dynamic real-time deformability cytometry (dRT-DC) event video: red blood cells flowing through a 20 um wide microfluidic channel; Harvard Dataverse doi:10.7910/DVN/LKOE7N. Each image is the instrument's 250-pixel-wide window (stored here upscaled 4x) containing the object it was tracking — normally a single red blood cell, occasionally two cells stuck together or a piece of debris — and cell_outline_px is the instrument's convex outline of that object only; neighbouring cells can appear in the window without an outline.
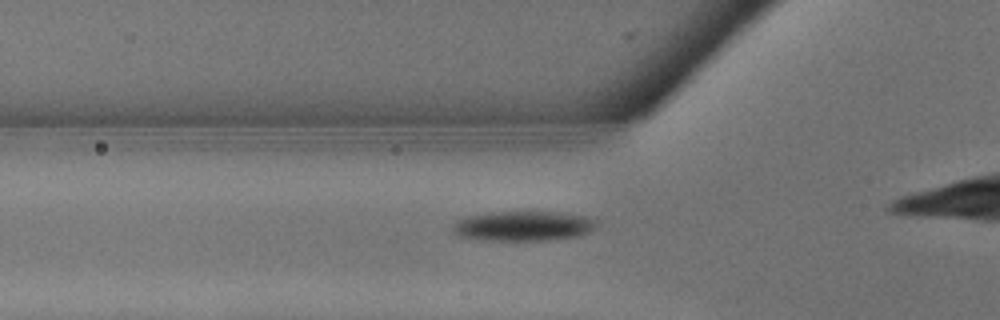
{"species": "common noctule bat (a hibernating species)", "species_latin": "Nyctalus noctula", "temperature_condition": "warm", "stored_images_in_passage": 9, "camera_frame_rate_fps": 3000, "um_per_image_px": 0.085, "animal": {"sex": "male", "body_mass_g": 13.3}, "frame": {"image": 1, "passage_image": 4, "time_ms": 1.0, "image_size_px": [1000, 320], "cell_outline_px": [[596, 224], [588, 232], [580, 236], [548, 240], [488, 240], [460, 236], [452, 232], [452, 224], [456, 220], [468, 216], [492, 212], [560, 212], [584, 216], [596, 220]], "centroid_in_image_um": [44.45, 19.21], "position_along_channel_um": 81.4, "area_um2": 24.85}}
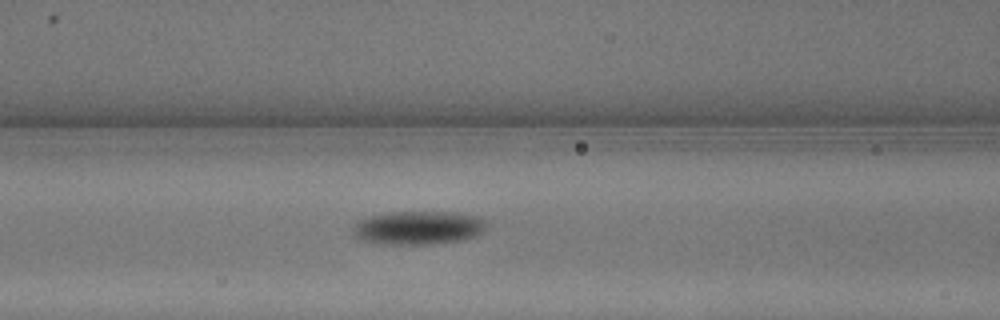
{"frame": {"image": 2, "passage_image": 6, "time_ms": 1.667, "image_size_px": [1000, 320], "cell_outline_px": [[488, 224], [484, 232], [476, 236], [460, 240], [432, 244], [380, 244], [356, 240], [352, 232], [352, 228], [360, 220], [368, 216], [392, 212], [452, 212], [480, 216], [488, 220]], "centroid_in_image_um": [35.57, 19.36], "position_along_channel_um": 131.0, "area_um2": 26.59}}
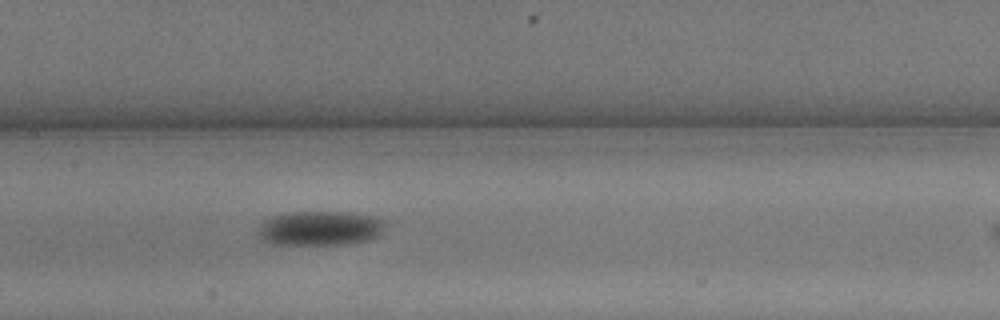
{"frame": {"image": 3, "passage_image": 8, "time_ms": 2.333, "image_size_px": [1000, 320], "cell_outline_px": [[388, 224], [376, 236], [364, 240], [348, 244], [268, 244], [260, 240], [256, 236], [256, 228], [264, 220], [272, 216], [288, 212], [348, 212], [380, 216]], "centroid_in_image_um": [27.15, 19.39], "position_along_channel_um": 180.3, "area_um2": 26.07}}